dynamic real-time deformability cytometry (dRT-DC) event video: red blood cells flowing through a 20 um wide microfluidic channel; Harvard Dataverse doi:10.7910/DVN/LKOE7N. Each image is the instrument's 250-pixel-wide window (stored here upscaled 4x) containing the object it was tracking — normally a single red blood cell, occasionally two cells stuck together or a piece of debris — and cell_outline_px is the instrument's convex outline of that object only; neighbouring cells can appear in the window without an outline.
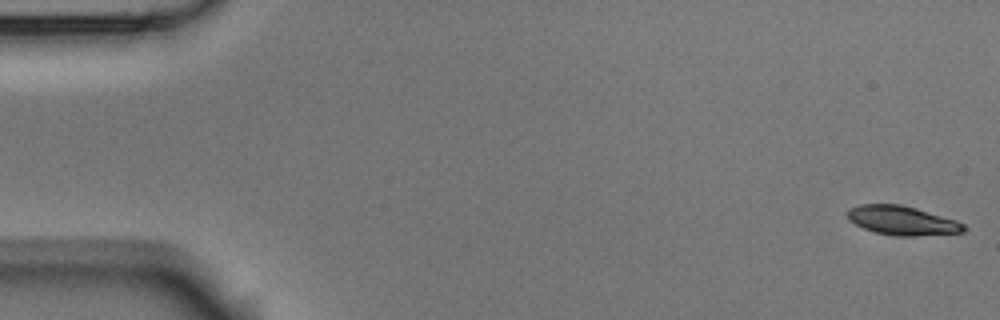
{"species": "Egyptian fruit bat (a non-hibernating species)", "species_latin": "Rousettus aegyptiacus", "temperature_condition": "room temperature", "stored_images_in_passage": 7, "camera_frame_rate_fps": 3000, "um_per_image_px": 0.085, "animal": {"sex": "male"}, "frame": {"image": 1, "passage_image": 1, "time_ms": 0.0, "image_size_px": [1000, 320], "cell_outline_px": [[968, 228], [964, 232], [912, 236], [900, 236], [876, 232], [864, 228], [856, 224], [848, 216], [848, 208], [860, 204], [900, 204], [956, 220], [964, 224]], "centroid_in_image_um": [76.71, 18.74], "position_along_channel_um": 8.3, "area_um2": 19.36}}
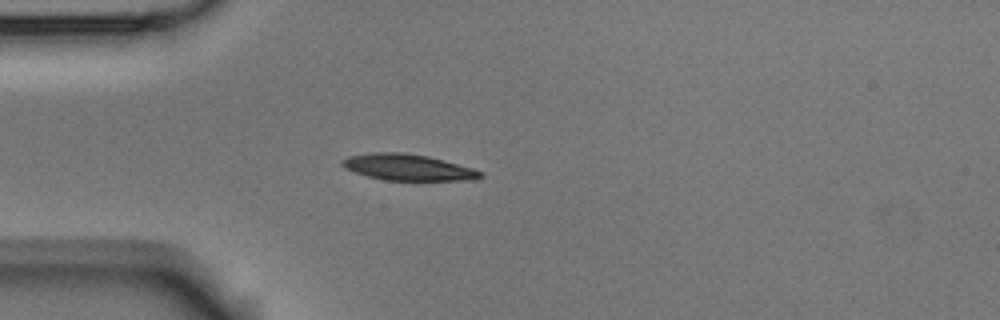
{"frame": {"image": 2, "passage_image": 5, "time_ms": 4.667, "image_size_px": [1000, 320], "cell_outline_px": [[484, 176], [476, 180], [384, 180], [368, 176], [344, 168], [340, 164], [340, 160], [348, 156], [372, 152], [404, 152], [428, 156], [472, 168], [484, 172]], "centroid_in_image_um": [34.67, 14.22], "position_along_channel_um": 50.3, "area_um2": 21.21}}
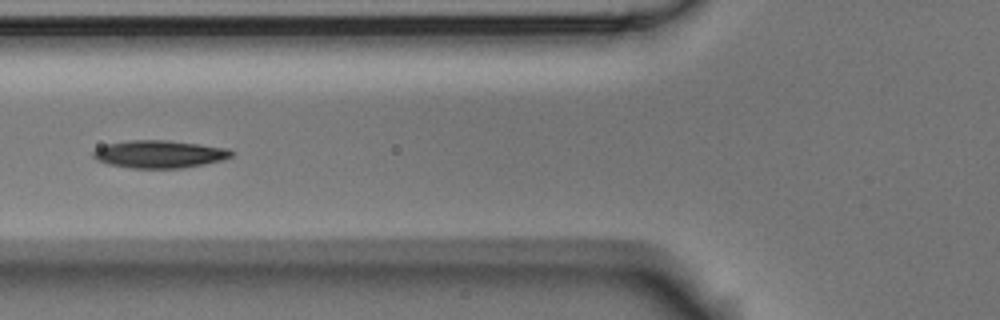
{"frame": {"image": 3, "passage_image": 7, "time_ms": 6.667, "image_size_px": [1000, 320], "cell_outline_px": [[232, 156], [224, 160], [184, 168], [132, 168], [108, 164], [96, 160], [92, 156], [92, 152], [96, 148], [108, 144], [132, 140], [164, 140], [228, 148], [232, 152]], "centroid_in_image_um": [13.53, 13.11], "position_along_channel_um": 112.3, "area_um2": 22.14}}